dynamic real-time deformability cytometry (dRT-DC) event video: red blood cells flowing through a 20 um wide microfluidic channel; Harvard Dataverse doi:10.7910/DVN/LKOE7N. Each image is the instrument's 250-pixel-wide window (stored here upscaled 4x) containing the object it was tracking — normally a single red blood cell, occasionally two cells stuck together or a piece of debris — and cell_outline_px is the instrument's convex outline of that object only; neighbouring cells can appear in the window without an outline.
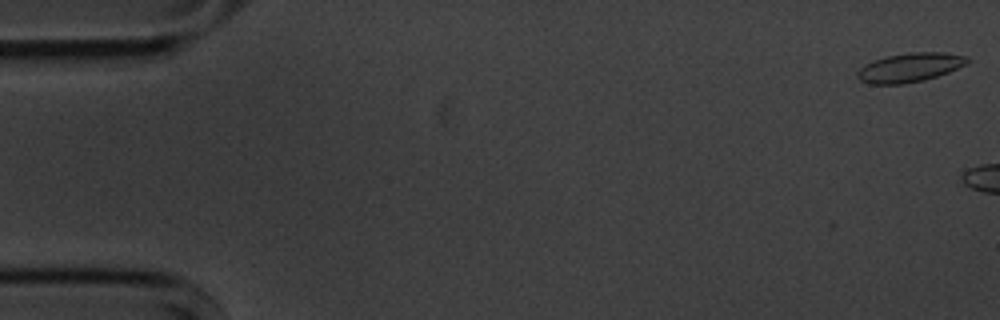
{"species": "common noctule bat (a hibernating species)", "species_latin": "Nyctalus noctula", "temperature_condition": "cold", "stored_images_in_passage": 8, "camera_frame_rate_fps": 3000, "um_per_image_px": 0.085, "animal": {"sex": "male", "body_mass_g": 20.1, "forearm_length_mm": 53.5}, "frame": {"image": 1, "passage_image": 1, "time_ms": 0.0, "image_size_px": [1000, 320], "cell_outline_px": [[968, 64], [948, 72], [924, 80], [904, 84], [868, 84], [860, 80], [856, 76], [856, 72], [864, 64], [888, 56], [912, 52], [944, 52], [968, 56]], "centroid_in_image_um": [77.33, 5.74], "position_along_channel_um": 7.7, "area_um2": 18.61}}